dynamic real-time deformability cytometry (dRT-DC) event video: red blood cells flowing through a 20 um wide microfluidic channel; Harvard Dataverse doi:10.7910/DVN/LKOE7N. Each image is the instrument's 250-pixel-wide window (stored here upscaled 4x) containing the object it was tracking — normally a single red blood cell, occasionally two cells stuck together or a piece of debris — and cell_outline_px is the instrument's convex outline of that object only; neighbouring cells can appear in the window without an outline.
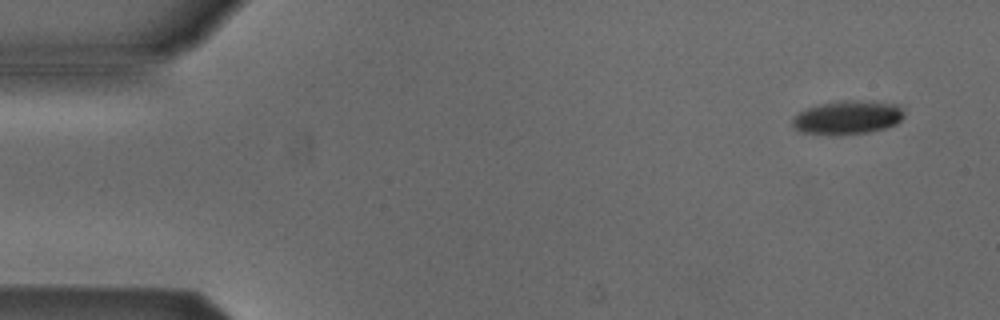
{"species": "Egyptian fruit bat (a non-hibernating species)", "species_latin": "Rousettus aegyptiacus", "temperature_condition": "cold", "stored_images_in_passage": 5, "camera_frame_rate_fps": 3000, "um_per_image_px": 0.085, "animal": {"sex": "male"}, "frame": {"image": 1, "passage_image": 1, "time_ms": 0.0, "image_size_px": [1000, 320], "cell_outline_px": [[904, 116], [896, 124], [884, 128], [868, 132], [836, 136], [832, 136], [796, 132], [792, 124], [792, 116], [796, 112], [820, 104], [844, 100], [892, 104], [900, 108], [904, 112]], "centroid_in_image_um": [71.92, 10.03], "position_along_channel_um": 13.1, "area_um2": 21.96}}
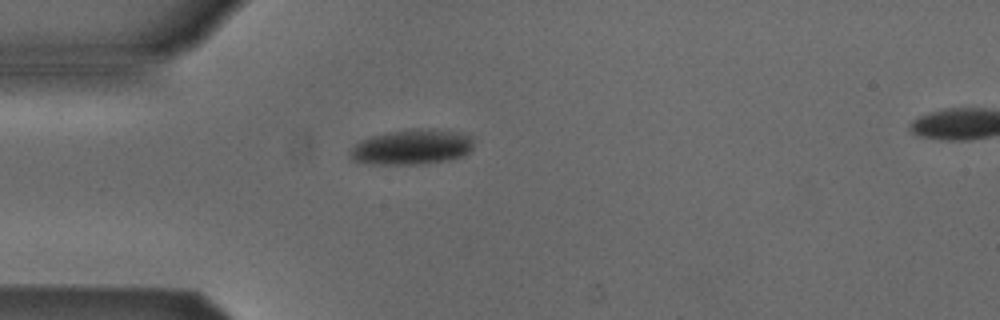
{"frame": {"image": 2, "passage_image": 4, "time_ms": 3.667, "image_size_px": [1000, 320], "cell_outline_px": [[472, 152], [464, 156], [448, 160], [420, 164], [372, 164], [352, 160], [348, 152], [360, 140], [372, 136], [388, 132], [412, 128], [432, 128], [460, 132], [472, 136]], "centroid_in_image_um": [35.04, 12.49], "position_along_channel_um": 50.0, "area_um2": 25.66}}